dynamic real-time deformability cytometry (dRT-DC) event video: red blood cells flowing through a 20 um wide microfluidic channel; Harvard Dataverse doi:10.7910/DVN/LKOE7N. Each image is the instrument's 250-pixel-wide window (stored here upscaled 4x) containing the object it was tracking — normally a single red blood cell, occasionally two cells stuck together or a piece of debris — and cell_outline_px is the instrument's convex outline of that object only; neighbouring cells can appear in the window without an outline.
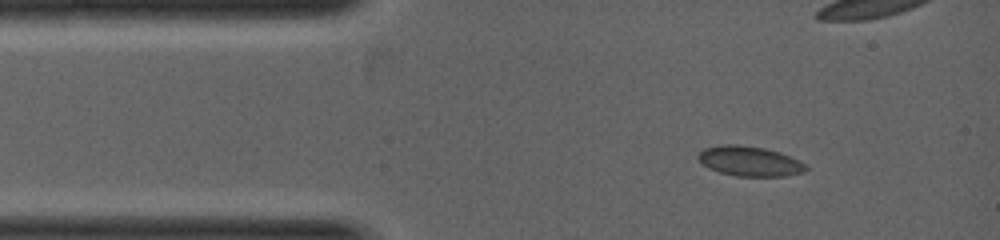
{"species": "common noctule bat (a hibernating species)", "species_latin": "Nyctalus noctula", "temperature_condition": "warm", "stored_images_in_passage": 2, "camera_frame_rate_fps": 5000, "um_per_image_px": 0.085, "animal": {"sex": "female", "body_mass_g": 19.0, "forearm_length_mm": 53.3}, "frame": {"image": 1, "passage_image": 2, "time_ms": 0.8, "image_size_px": [1000, 240], "cell_outline_px": [[808, 168], [804, 172], [784, 176], [736, 176], [720, 172], [708, 168], [696, 156], [704, 148], [724, 144], [736, 144], [764, 148], [780, 152], [800, 160]], "centroid_in_image_um": [63.73, 13.7], "position_along_channel_um": 21.3, "area_um2": 18.73}}